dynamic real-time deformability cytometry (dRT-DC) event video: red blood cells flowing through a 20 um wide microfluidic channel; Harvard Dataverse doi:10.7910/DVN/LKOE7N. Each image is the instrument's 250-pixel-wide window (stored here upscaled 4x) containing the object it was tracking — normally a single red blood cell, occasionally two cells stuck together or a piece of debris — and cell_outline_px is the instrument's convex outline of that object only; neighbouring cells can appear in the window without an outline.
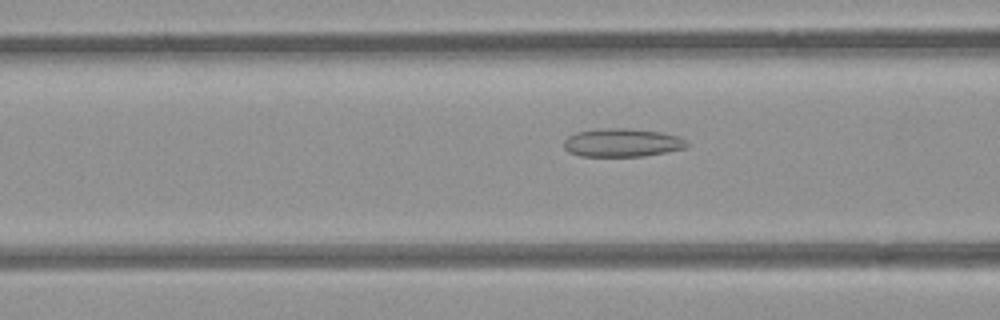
{"species": "common noctule bat (a hibernating species)", "species_latin": "Nyctalus noctula", "temperature_condition": "room temperature", "stored_images_in_passage": 49, "camera_frame_rate_fps": 3000, "um_per_image_px": 0.085, "animal": {"sex": "female", "body_mass_g": 21.9}, "frame": {"image": 1, "passage_image": 20, "time_ms": 6.333, "image_size_px": [1000, 320], "cell_outline_px": [[688, 144], [684, 148], [668, 152], [644, 156], [580, 156], [568, 152], [564, 148], [564, 140], [568, 136], [576, 132], [596, 128], [628, 128], [664, 132], [680, 136]], "centroid_in_image_um": [52.87, 12.12], "position_along_channel_um": 113.7, "area_um2": 20.58}}
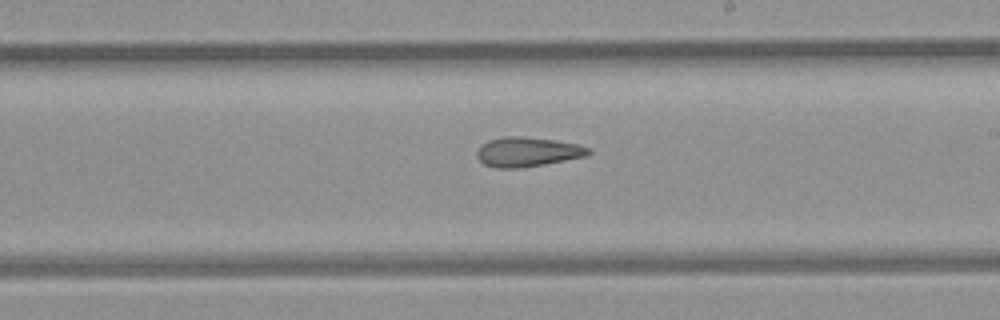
{"frame": {"image": 2, "passage_image": 30, "time_ms": 9.667, "image_size_px": [1000, 320], "cell_outline_px": [[592, 152], [588, 156], [544, 164], [520, 168], [496, 168], [484, 164], [476, 156], [476, 152], [488, 140], [504, 136], [524, 136], [556, 140], [576, 144], [588, 148]], "centroid_in_image_um": [44.84, 12.91], "position_along_channel_um": 244.2, "area_um2": 19.19}}
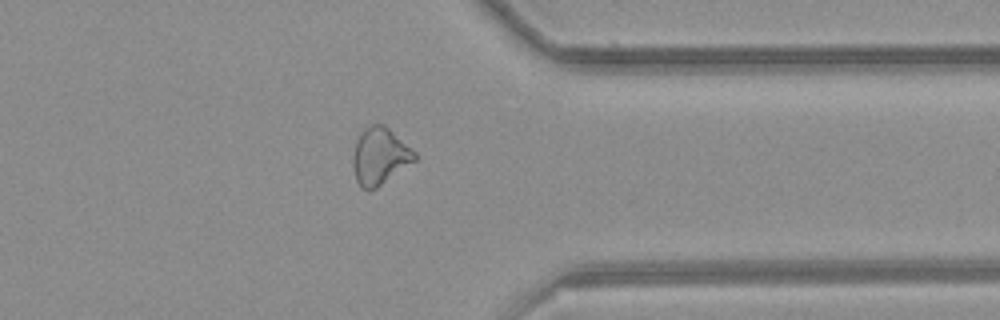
{"frame": {"image": 3, "passage_image": 41, "time_ms": 13.333, "image_size_px": [1000, 320], "cell_outline_px": [[416, 160], [376, 188], [368, 192], [360, 188], [356, 180], [352, 164], [352, 160], [356, 140], [360, 132], [364, 128], [372, 124], [384, 124], [416, 152]], "centroid_in_image_um": [32.25, 13.29], "position_along_channel_um": 379.1, "area_um2": 20.58}, "authors_computed_cell_mechanics": {"area_um2": 20.5768, "velocity_mm_per_s": 3.9028, "shape_relaxation_time_tau1_ms": null, "shape_relaxation_time_tau2_ms": 5.0426, "deformation_change_tau1": null, "deformation_change_tau2": 0.1484}}